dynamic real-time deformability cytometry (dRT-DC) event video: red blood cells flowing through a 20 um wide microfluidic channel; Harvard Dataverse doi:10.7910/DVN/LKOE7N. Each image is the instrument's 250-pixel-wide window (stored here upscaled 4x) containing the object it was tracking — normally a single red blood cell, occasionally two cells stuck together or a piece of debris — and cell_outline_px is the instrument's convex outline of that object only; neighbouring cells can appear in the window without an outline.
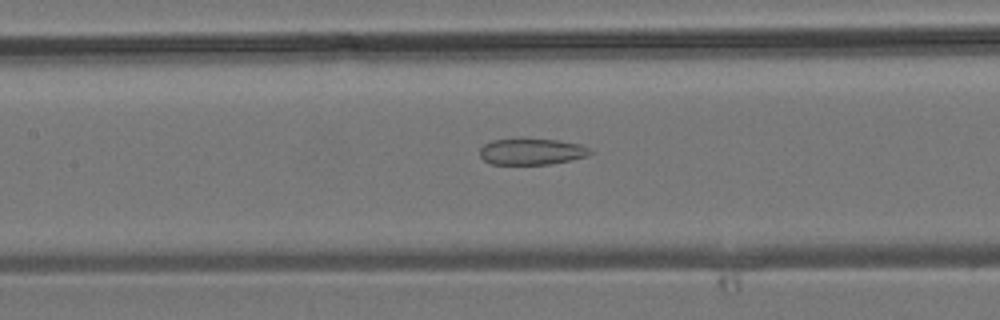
{"species": "common noctule bat (a hibernating species)", "species_latin": "Nyctalus noctula", "temperature_condition": "room temperature", "stored_images_in_passage": 38, "camera_frame_rate_fps": 3000, "um_per_image_px": 0.085, "animal": {"sex": "male", "body_mass_g": 19.2, "forearm_length_mm": 51.8}, "frame": {"image": 1, "passage_image": 15, "time_ms": 4.667, "image_size_px": [1000, 320], "cell_outline_px": [[592, 152], [588, 156], [572, 160], [548, 164], [492, 164], [484, 160], [480, 156], [480, 148], [484, 144], [492, 140], [556, 140], [580, 144], [588, 148]], "centroid_in_image_um": [45.19, 12.9], "position_along_channel_um": 162.2, "area_um2": 16.53}}
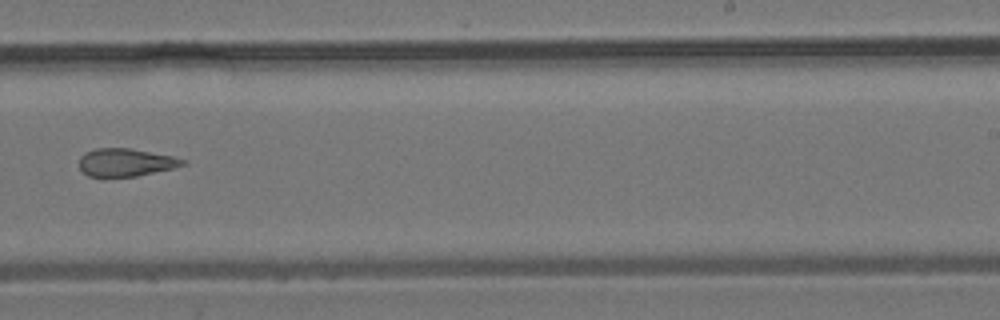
{"frame": {"image": 2, "passage_image": 22, "time_ms": 7.0, "image_size_px": [1000, 320], "cell_outline_px": [[188, 164], [172, 168], [136, 176], [88, 176], [80, 168], [80, 156], [84, 152], [96, 148], [132, 148], [172, 156], [188, 160]], "centroid_in_image_um": [10.71, 13.78], "position_along_channel_um": 278.3, "area_um2": 16.76}}
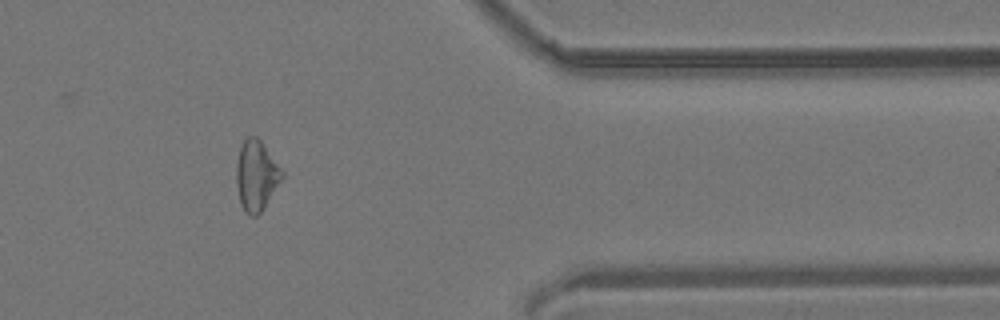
{"frame": {"image": 3, "passage_image": 30, "time_ms": 9.667, "image_size_px": [1000, 320], "cell_outline_px": [[284, 176], [264, 208], [256, 216], [248, 216], [244, 212], [240, 204], [236, 184], [236, 164], [240, 148], [244, 140], [248, 136], [256, 136], [260, 140], [284, 172]], "centroid_in_image_um": [21.77, 14.95], "position_along_channel_um": 389.6, "area_um2": 18.73}}